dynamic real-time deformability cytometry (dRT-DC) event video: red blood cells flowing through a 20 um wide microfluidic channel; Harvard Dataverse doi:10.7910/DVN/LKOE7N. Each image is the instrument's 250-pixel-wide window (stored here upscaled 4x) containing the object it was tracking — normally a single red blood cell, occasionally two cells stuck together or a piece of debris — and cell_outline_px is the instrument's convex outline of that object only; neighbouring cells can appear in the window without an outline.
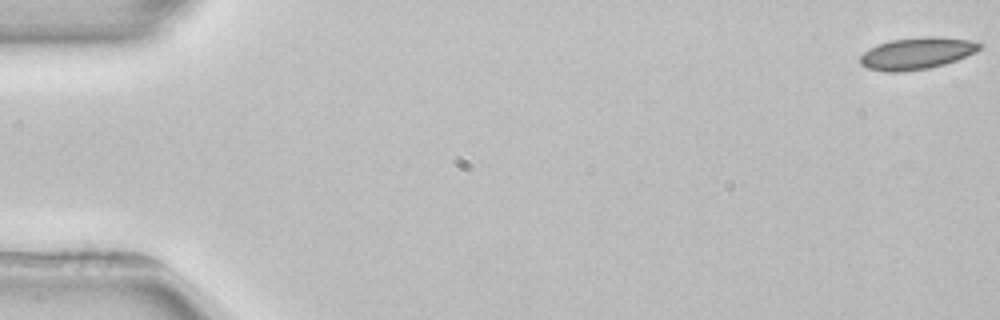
{"species": "common noctule bat (a hibernating species)", "species_latin": "Nyctalus noctula", "temperature_condition": "room temperature", "stored_images_in_passage": 4, "camera_frame_rate_fps": 3000, "um_per_image_px": 0.085, "animal": {"sex": "female", "body_mass_g": 22.7, "forearm_length_mm": 54.2}, "frame": {"image": 1, "passage_image": 1, "time_ms": 0.0, "image_size_px": [1000, 320], "cell_outline_px": [[984, 44], [976, 52], [956, 60], [944, 64], [928, 68], [900, 72], [884, 72], [868, 68], [860, 64], [860, 56], [868, 48], [892, 40], [924, 36], [936, 36], [972, 40]], "centroid_in_image_um": [77.94, 4.53], "position_along_channel_um": 7.1, "area_um2": 22.2}}
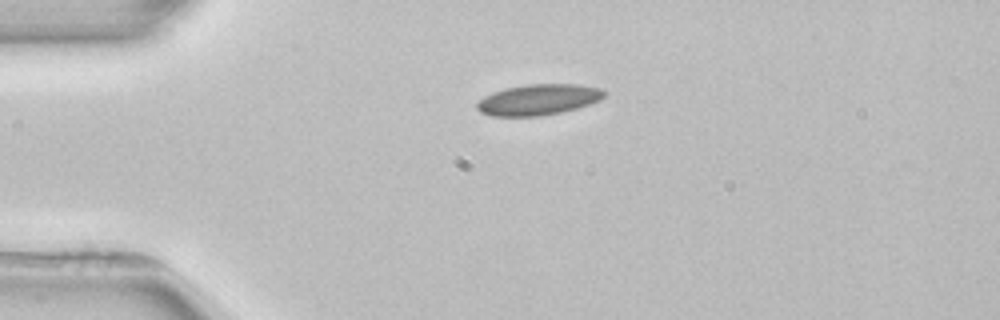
{"frame": {"image": 2, "passage_image": 4, "time_ms": 4.0, "image_size_px": [1000, 320], "cell_outline_px": [[604, 96], [600, 100], [576, 108], [560, 112], [540, 116], [492, 116], [480, 112], [476, 108], [476, 104], [484, 96], [492, 92], [504, 88], [528, 84], [576, 84], [600, 88], [604, 92]], "centroid_in_image_um": [45.72, 8.47], "position_along_channel_um": 39.3, "area_um2": 22.77}}